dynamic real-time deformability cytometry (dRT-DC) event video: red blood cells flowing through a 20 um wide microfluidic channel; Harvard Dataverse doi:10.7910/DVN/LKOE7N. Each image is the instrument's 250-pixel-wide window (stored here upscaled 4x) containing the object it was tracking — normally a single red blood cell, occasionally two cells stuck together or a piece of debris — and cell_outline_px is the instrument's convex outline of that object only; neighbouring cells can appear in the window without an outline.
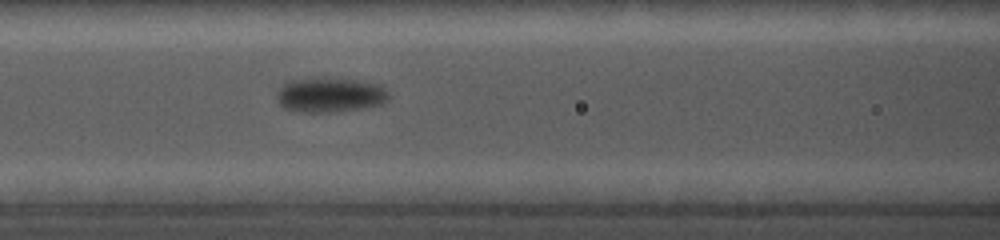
{"species": "common noctule bat (a hibernating species)", "species_latin": "Nyctalus noctula", "temperature_condition": "cold", "stored_images_in_passage": 26, "camera_frame_rate_fps": 5000, "um_per_image_px": 0.085, "animal": {"sex": "female", "body_mass_g": 19.0, "forearm_length_mm": 56.7}, "frame": {"image": 1, "passage_image": 5, "time_ms": 3.0, "image_size_px": [1000, 240], "cell_outline_px": [[388, 100], [380, 104], [360, 108], [328, 112], [300, 112], [280, 108], [276, 96], [280, 88], [288, 80], [352, 80], [376, 84], [388, 92]], "centroid_in_image_um": [27.98, 8.11], "position_along_channel_um": 138.6, "area_um2": 21.79}}
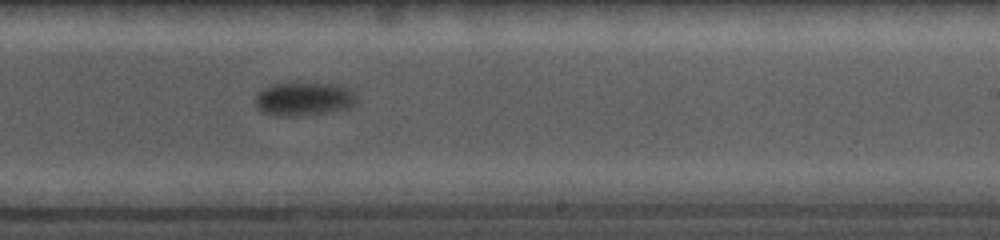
{"frame": {"image": 2, "passage_image": 11, "time_ms": 6.4, "image_size_px": [1000, 240], "cell_outline_px": [[352, 104], [348, 108], [328, 112], [300, 116], [276, 116], [260, 112], [256, 108], [256, 96], [264, 88], [276, 84], [336, 84], [348, 88], [352, 92]], "centroid_in_image_um": [25.75, 8.44], "position_along_channel_um": 263.3, "area_um2": 19.25}}
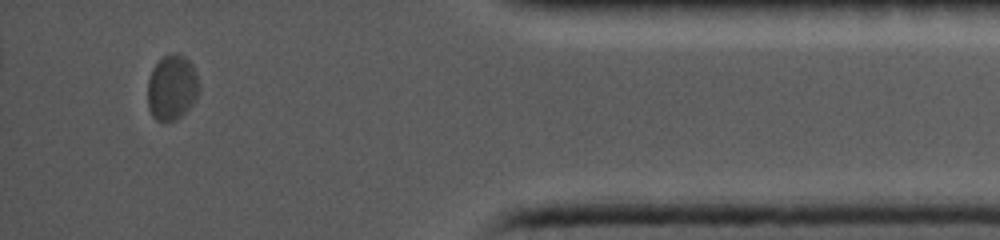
{"frame": {"image": 3, "passage_image": 24, "time_ms": 11.4, "image_size_px": [1000, 240], "cell_outline_px": [[200, 92], [192, 104], [176, 120], [156, 120], [152, 116], [148, 108], [148, 80], [152, 68], [164, 56], [176, 52], [184, 56], [192, 64], [196, 72], [200, 84]], "centroid_in_image_um": [14.63, 7.42], "position_along_channel_um": 420.6, "area_um2": 19.59}, "authors_computed_cell_mechanics": {"area_um2": 19.7676, "velocity_mm_per_s": 3.6663, "shape_relaxation_time_tau1_ms": null, "shape_relaxation_time_tau2_ms": 3.6573, "deformation_change_tau1": null, "deformation_change_tau2": null}}